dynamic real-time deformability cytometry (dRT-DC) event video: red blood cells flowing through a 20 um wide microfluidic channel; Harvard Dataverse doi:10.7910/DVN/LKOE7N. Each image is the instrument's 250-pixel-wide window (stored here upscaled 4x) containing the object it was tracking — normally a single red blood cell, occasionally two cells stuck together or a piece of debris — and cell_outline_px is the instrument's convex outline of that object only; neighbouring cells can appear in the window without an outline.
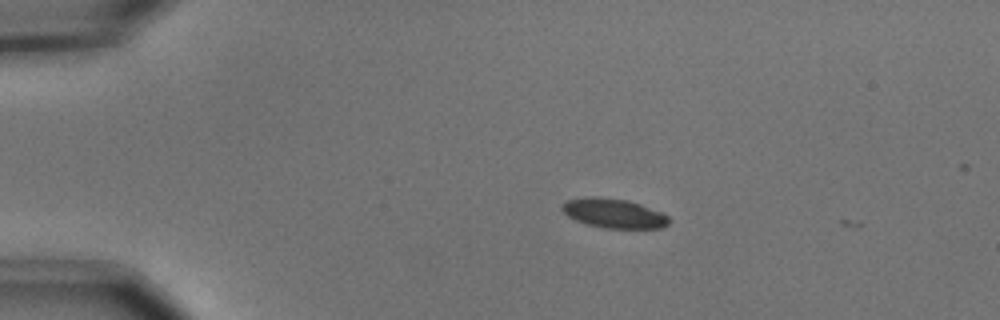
{"species": "common noctule bat (a hibernating species)", "species_latin": "Nyctalus noctula", "temperature_condition": "cold", "stored_images_in_passage": 6, "camera_frame_rate_fps": 3000, "um_per_image_px": 0.085, "animal": {"sex": "male", "body_mass_g": 15.6}, "frame": {"image": 1, "passage_image": 5, "time_ms": 1.333, "image_size_px": [1000, 320], "cell_outline_px": [[672, 220], [668, 224], [660, 228], [604, 228], [584, 224], [568, 216], [560, 208], [560, 204], [568, 200], [628, 200], [640, 204], [660, 212], [668, 216]], "centroid_in_image_um": [52.23, 18.2], "position_along_channel_um": 32.8, "area_um2": 17.46}}